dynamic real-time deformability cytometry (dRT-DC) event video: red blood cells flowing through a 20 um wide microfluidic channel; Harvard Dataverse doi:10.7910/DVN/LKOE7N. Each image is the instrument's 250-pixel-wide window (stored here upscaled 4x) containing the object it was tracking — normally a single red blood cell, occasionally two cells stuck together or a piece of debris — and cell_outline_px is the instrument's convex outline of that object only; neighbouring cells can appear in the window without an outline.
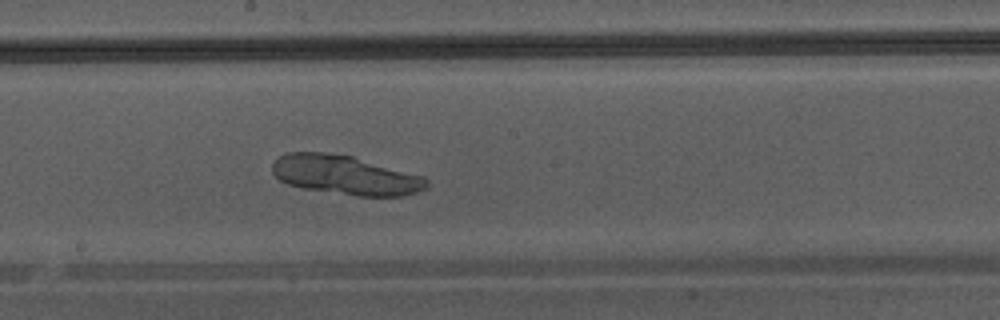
{"species": "Egyptian fruit bat (a non-hibernating species)", "species_latin": "Rousettus aegyptiacus", "temperature_condition": "warm", "stored_images_in_passage": 23, "camera_frame_rate_fps": 3000, "um_per_image_px": 0.085, "animal": {"sex": "male"}, "frame": {"image": 1, "passage_image": 20, "time_ms": 6.333, "image_size_px": [1000, 320], "cell_outline_px": [[428, 188], [404, 196], [356, 196], [304, 188], [288, 184], [280, 180], [272, 172], [272, 164], [280, 156], [288, 152], [324, 152], [352, 156], [424, 176], [428, 180]], "centroid_in_image_um": [29.38, 14.88], "position_along_channel_um": 218.8, "area_um2": 35.26}}